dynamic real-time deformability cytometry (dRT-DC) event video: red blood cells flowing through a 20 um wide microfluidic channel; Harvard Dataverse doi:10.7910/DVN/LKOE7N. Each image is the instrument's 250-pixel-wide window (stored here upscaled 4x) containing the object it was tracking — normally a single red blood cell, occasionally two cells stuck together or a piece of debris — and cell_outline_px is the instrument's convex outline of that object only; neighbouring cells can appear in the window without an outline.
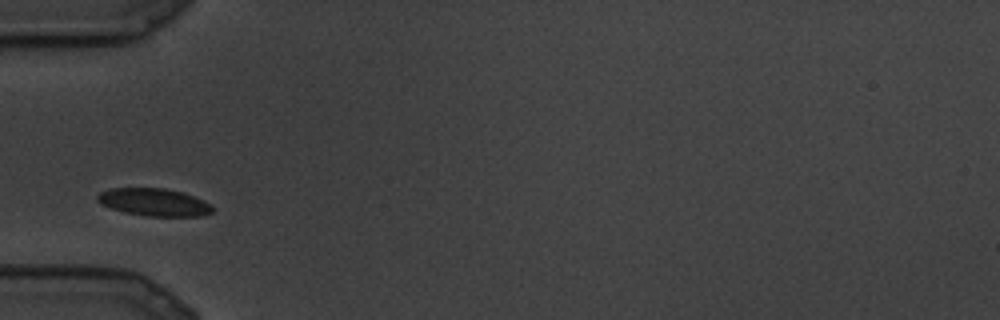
{"species": "common noctule bat (a hibernating species)", "species_latin": "Nyctalus noctula", "temperature_condition": "cold", "stored_images_in_passage": 9, "camera_frame_rate_fps": 3000, "um_per_image_px": 0.085, "animal": {"sex": "male", "body_mass_g": 19.5, "forearm_length_mm": 54.6}, "frame": {"image": 1, "passage_image": 1, "time_ms": 0.0, "image_size_px": [1000, 320], "cell_outline_px": [[212, 212], [204, 216], [148, 216], [124, 212], [100, 204], [96, 200], [96, 196], [100, 192], [112, 188], [164, 188], [180, 192], [204, 200], [212, 204]], "centroid_in_image_um": [13.09, 17.19], "position_along_channel_um": 71.9, "area_um2": 18.44}}
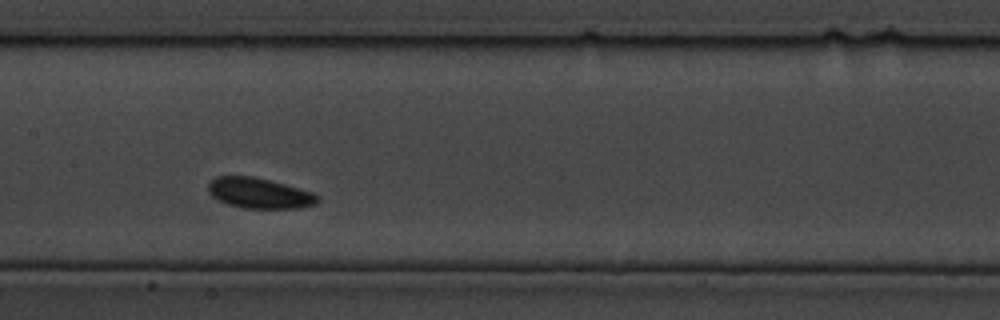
{"frame": {"image": 2, "passage_image": 6, "time_ms": 1.667, "image_size_px": [1000, 320], "cell_outline_px": [[320, 200], [316, 204], [300, 208], [244, 208], [228, 204], [216, 200], [208, 192], [208, 184], [216, 176], [252, 176], [284, 184], [312, 192], [320, 196]], "centroid_in_image_um": [22.04, 16.42], "position_along_channel_um": 185.4, "area_um2": 19.42}}
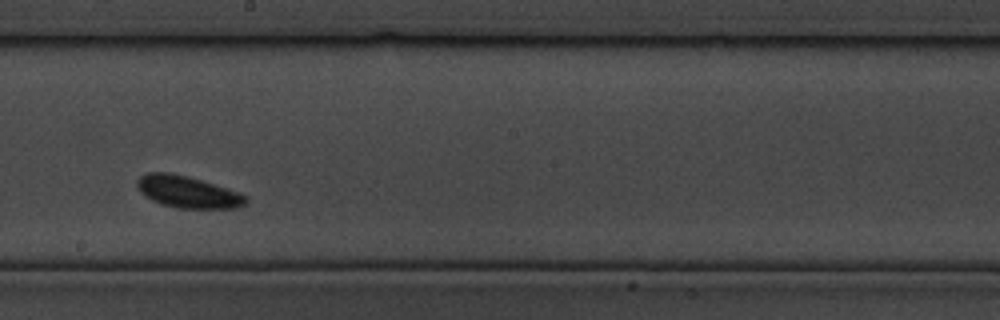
{"frame": {"image": 3, "passage_image": 8, "time_ms": 2.333, "image_size_px": [1000, 320], "cell_outline_px": [[248, 200], [244, 204], [236, 208], [176, 208], [160, 204], [152, 200], [140, 192], [136, 184], [136, 180], [140, 176], [148, 172], [168, 172], [188, 176], [228, 188], [248, 196]], "centroid_in_image_um": [15.94, 16.31], "position_along_channel_um": 232.3, "area_um2": 20.29}}